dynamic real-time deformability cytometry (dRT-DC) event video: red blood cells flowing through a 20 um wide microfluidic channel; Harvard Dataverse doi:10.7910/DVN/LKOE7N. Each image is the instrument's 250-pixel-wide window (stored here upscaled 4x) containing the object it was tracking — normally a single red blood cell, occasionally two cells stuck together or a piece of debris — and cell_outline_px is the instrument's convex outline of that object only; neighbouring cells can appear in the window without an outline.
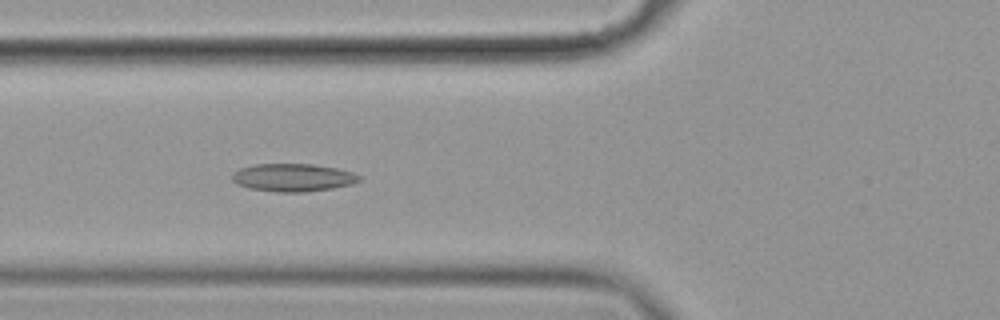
{"species": "common noctule bat (a hibernating species)", "species_latin": "Nyctalus noctula", "temperature_condition": "cold", "stored_images_in_passage": 57, "camera_frame_rate_fps": 3000, "um_per_image_px": 0.085, "animal": {"sex": "female", "body_mass_g": 19.9}, "frame": {"image": 1, "passage_image": 22, "time_ms": 7.0, "image_size_px": [1000, 320], "cell_outline_px": [[360, 180], [352, 184], [332, 188], [304, 192], [276, 192], [248, 188], [236, 184], [232, 180], [232, 172], [240, 168], [256, 164], [312, 164], [336, 168], [352, 172], [360, 176]], "centroid_in_image_um": [24.87, 15.09], "position_along_channel_um": 100.9, "area_um2": 20.63}}
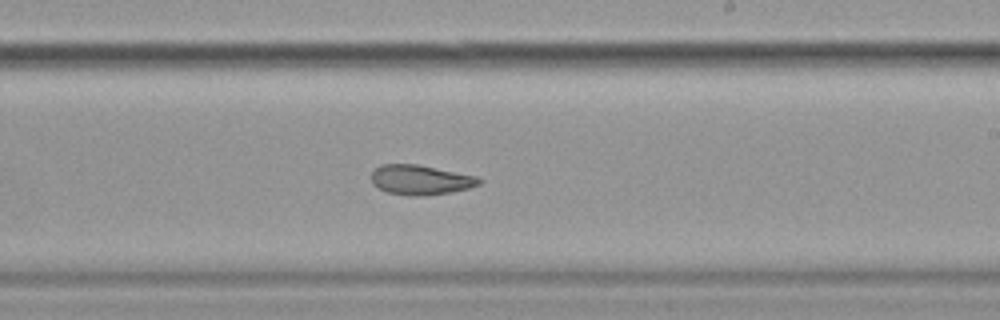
{"frame": {"image": 2, "passage_image": 35, "time_ms": 11.333, "image_size_px": [1000, 320], "cell_outline_px": [[484, 180], [480, 184], [468, 188], [452, 192], [424, 196], [408, 196], [388, 192], [372, 184], [372, 172], [380, 164], [416, 164], [476, 176]], "centroid_in_image_um": [35.75, 15.29], "position_along_channel_um": 253.2, "area_um2": 18.67}}
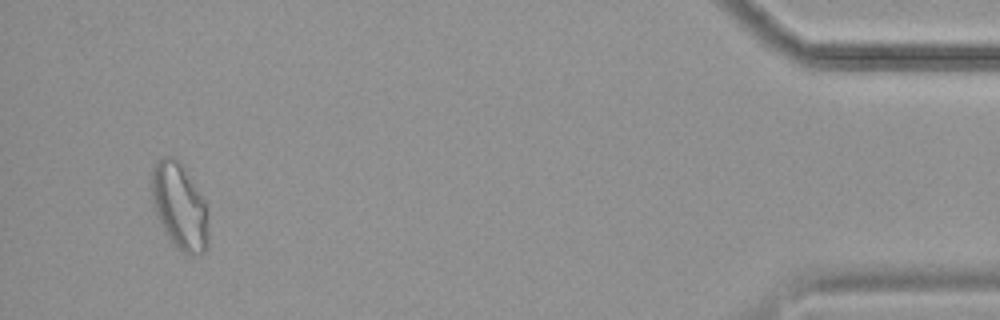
{"frame": {"image": 3, "passage_image": 55, "time_ms": 18.0, "image_size_px": [1000, 320], "cell_outline_px": [[208, 248], [200, 256], [188, 256], [172, 244], [164, 232], [156, 212], [152, 200], [152, 168], [164, 156], [176, 156], [180, 160], [204, 200], [208, 208]], "centroid_in_image_um": [15.3, 17.58], "position_along_channel_um": 419.9, "area_um2": 28.96}, "authors_computed_cell_mechanics": {"area_um2": 21.1548, "velocity_mm_per_s": 3.5175, "shape_relaxation_time_tau1_ms": null, "shape_relaxation_time_tau2_ms": 4.5339, "deformation_change_tau1": null, "deformation_change_tau2": 0.1122}}